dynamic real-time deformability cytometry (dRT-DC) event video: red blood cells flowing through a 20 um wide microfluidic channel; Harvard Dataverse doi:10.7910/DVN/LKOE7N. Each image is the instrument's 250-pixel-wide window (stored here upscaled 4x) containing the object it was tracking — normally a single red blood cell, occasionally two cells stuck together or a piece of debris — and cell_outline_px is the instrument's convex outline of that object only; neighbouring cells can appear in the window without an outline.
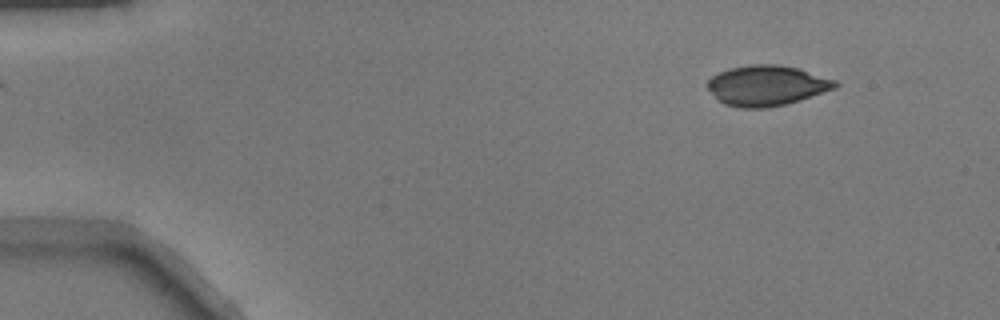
{"species": "common noctule bat (a hibernating species)", "species_latin": "Nyctalus noctula", "temperature_condition": "warm", "stored_images_in_passage": 45, "camera_frame_rate_fps": 3000, "um_per_image_px": 0.085, "animal": {"sex": "male", "body_mass_g": 17.9}, "frame": {"image": 1, "passage_image": 1, "time_ms": 0.0, "image_size_px": [1000, 320], "cell_outline_px": [[840, 84], [836, 88], [800, 100], [768, 108], [740, 108], [724, 104], [716, 100], [708, 88], [708, 80], [712, 76], [728, 68], [748, 64], [776, 64], [796, 68], [836, 80]], "centroid_in_image_um": [65.15, 7.27], "position_along_channel_um": 19.9, "area_um2": 30.06}}
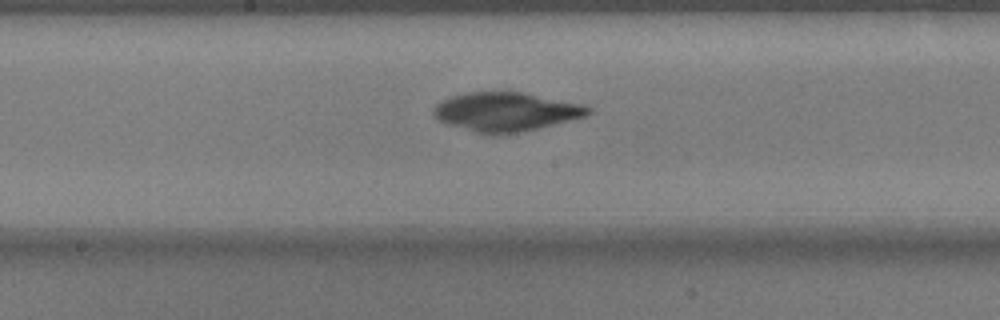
{"frame": {"image": 2, "passage_image": 22, "time_ms": 7.0, "image_size_px": [1000, 320], "cell_outline_px": [[592, 112], [584, 116], [536, 128], [516, 132], [492, 136], [476, 132], [448, 124], [440, 120], [432, 112], [432, 108], [440, 100], [448, 96], [464, 92], [524, 92], [588, 104], [592, 108]], "centroid_in_image_um": [43.0, 9.48], "position_along_channel_um": 205.2, "area_um2": 35.26}}
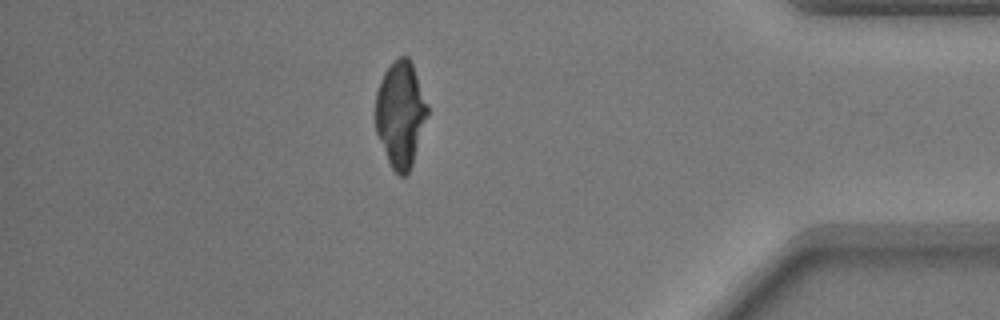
{"frame": {"image": 3, "passage_image": 39, "time_ms": 12.667, "image_size_px": [1000, 320], "cell_outline_px": [[428, 112], [412, 164], [408, 172], [404, 176], [400, 176], [392, 168], [388, 160], [376, 132], [376, 92], [380, 80], [384, 72], [392, 60], [396, 56], [408, 56], [412, 64], [428, 108]], "centroid_in_image_um": [34.02, 9.66], "position_along_channel_um": 401.2, "area_um2": 31.56}}